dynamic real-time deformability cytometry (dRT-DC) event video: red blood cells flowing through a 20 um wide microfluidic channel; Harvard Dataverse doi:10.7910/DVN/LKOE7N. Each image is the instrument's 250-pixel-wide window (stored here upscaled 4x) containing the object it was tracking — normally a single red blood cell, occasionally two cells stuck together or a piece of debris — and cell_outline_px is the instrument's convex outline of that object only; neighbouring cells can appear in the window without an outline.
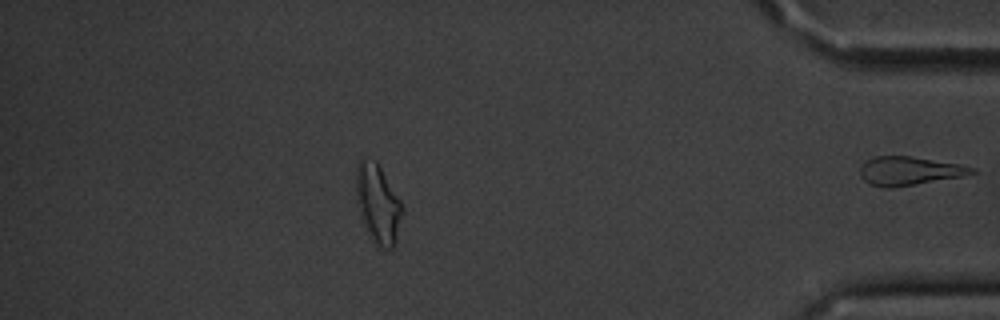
{"species": "common noctule bat (a hibernating species)", "species_latin": "Nyctalus noctula", "temperature_condition": "cold", "stored_images_in_passage": 49, "segment_of_instrument_passage": [2, 2], "camera_frame_rate_fps": 3000, "um_per_image_px": 0.085, "animal": {"sex": "male", "body_mass_g": 20.1, "forearm_length_mm": 53.5}, "frame": {"image": 1, "passage_image": 49, "time_ms": 16.0, "image_size_px": [1000, 320], "cell_outline_px": [[976, 172], [968, 176], [892, 188], [884, 188], [868, 184], [860, 176], [860, 168], [868, 160], [876, 156], [912, 156], [960, 164], [976, 168]], "centroid_in_image_um": [77.34, 14.54], "position_along_channel_um": 357.9, "area_um2": 18.9}}